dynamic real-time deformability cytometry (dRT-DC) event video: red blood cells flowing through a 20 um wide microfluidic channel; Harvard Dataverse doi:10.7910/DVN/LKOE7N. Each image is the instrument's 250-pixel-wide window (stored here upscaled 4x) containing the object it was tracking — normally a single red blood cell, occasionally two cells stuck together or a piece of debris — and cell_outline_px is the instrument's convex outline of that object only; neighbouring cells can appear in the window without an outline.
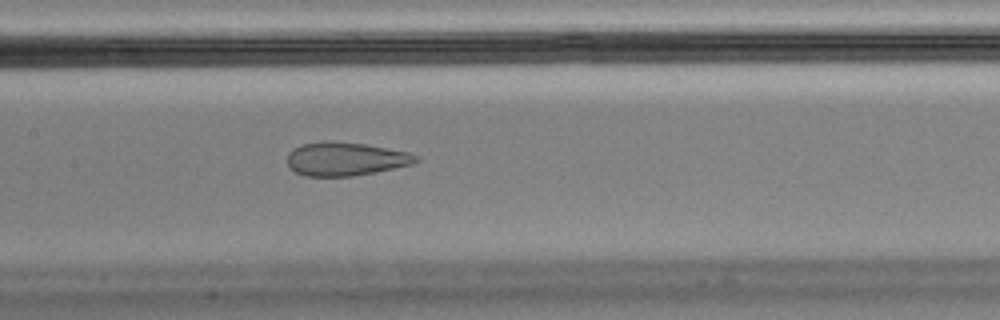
{"species": "Egyptian fruit bat (a non-hibernating species)", "species_latin": "Rousettus aegyptiacus", "temperature_condition": "cold", "stored_images_in_passage": 43, "camera_frame_rate_fps": 3000, "um_per_image_px": 0.085, "animal": {"sex": "male"}, "frame": {"image": 1, "passage_image": 13, "time_ms": 4.0, "image_size_px": [1000, 320], "cell_outline_px": [[420, 160], [412, 164], [376, 172], [352, 176], [304, 176], [296, 172], [288, 164], [288, 152], [292, 148], [304, 144], [320, 140], [332, 140], [364, 144], [388, 148], [408, 152], [420, 156]], "centroid_in_image_um": [29.38, 13.49], "position_along_channel_um": 178.0, "area_um2": 25.32}, "authors_computed_cell_mechanics": {"area_um2": 27.8596, "velocity_mm_per_s": 3.5011, "shape_relaxation_time_tau1_ms": null, "shape_relaxation_time_tau2_ms": 1.2753, "deformation_change_tau1": null, "deformation_change_tau2": 0.0894}}